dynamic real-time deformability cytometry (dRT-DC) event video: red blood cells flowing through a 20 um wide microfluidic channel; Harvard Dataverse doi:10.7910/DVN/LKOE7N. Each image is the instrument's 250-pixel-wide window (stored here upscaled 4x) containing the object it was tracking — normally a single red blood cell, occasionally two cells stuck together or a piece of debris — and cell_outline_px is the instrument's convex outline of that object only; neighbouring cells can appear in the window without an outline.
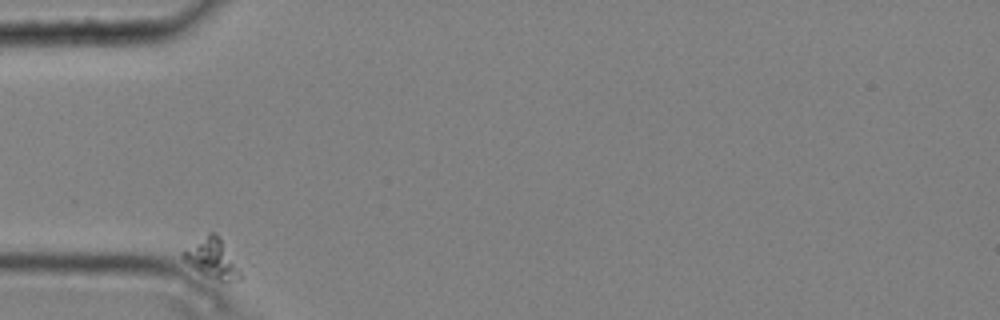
{"species": "common noctule bat (a hibernating species)", "species_latin": "Nyctalus noctula", "temperature_condition": "cold", "stored_images_in_passage": 7, "camera_frame_rate_fps": 3000, "um_per_image_px": 0.085, "animal": {"sex": "male", "body_mass_g": 20.4}, "frame": {"image": 1, "passage_image": 1, "time_ms": 0.0, "image_size_px": [1000, 320], "cell_outline_px": [[240, 280], [216, 280], [204, 276], [184, 260], [180, 256], [180, 252], [208, 232], [212, 232], [220, 240], [240, 272]], "centroid_in_image_um": [17.94, 21.99], "position_along_channel_um": 67.1, "area_um2": 12.54}}
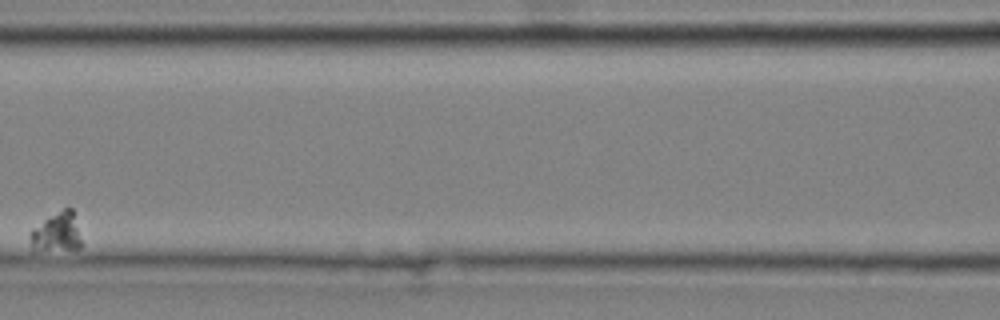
{"frame": {"image": 2, "passage_image": 5, "time_ms": 1.333, "image_size_px": [1000, 320], "cell_outline_px": [[80, 248], [32, 248], [28, 236], [32, 228], [44, 220], [64, 208], [72, 208], [80, 240]], "centroid_in_image_um": [4.79, 19.7], "position_along_channel_um": 161.8, "area_um2": 10.98}}
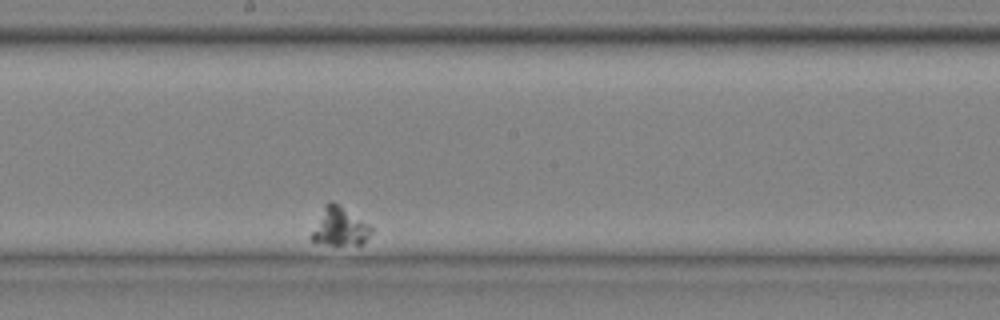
{"frame": {"image": 3, "passage_image": 7, "time_ms": 2.0, "image_size_px": [1000, 320], "cell_outline_px": [[372, 232], [360, 244], [328, 244], [312, 240], [312, 232], [324, 204], [328, 200], [332, 200], [368, 224], [372, 228]], "centroid_in_image_um": [28.86, 19.23], "position_along_channel_um": 219.3, "area_um2": 12.83}}